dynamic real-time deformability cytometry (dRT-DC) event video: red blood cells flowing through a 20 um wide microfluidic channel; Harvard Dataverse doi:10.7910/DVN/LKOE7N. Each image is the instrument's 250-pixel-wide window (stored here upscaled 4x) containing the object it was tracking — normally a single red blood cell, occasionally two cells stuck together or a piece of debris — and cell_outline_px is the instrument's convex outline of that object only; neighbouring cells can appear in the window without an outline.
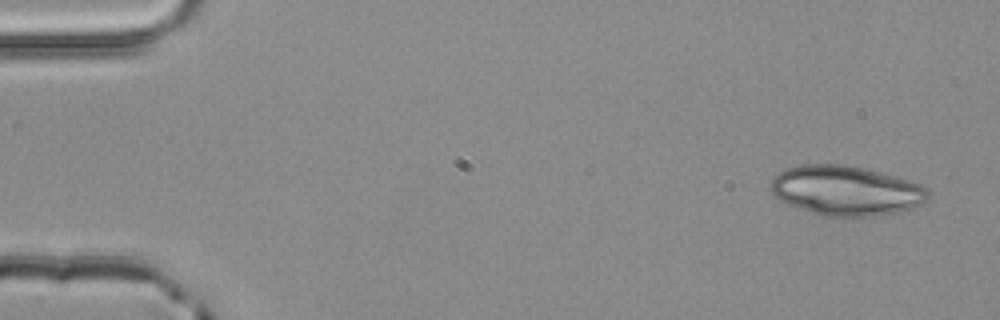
{"species": "common noctule bat (a hibernating species)", "species_latin": "Nyctalus noctula", "temperature_condition": "room temperature", "stored_images_in_passage": 3, "camera_frame_rate_fps": 3000, "um_per_image_px": 0.085, "animal": {"sex": "male", "body_mass_g": 20.4}, "frame": {"image": 1, "passage_image": 1, "time_ms": 0.0, "image_size_px": [1000, 320], "cell_outline_px": [[928, 196], [924, 200], [904, 212], [876, 216], [824, 216], [788, 204], [780, 200], [768, 188], [768, 184], [772, 176], [784, 168], [804, 164], [840, 164], [860, 168], [908, 180], [920, 184], [928, 188]], "centroid_in_image_um": [71.84, 16.2], "position_along_channel_um": 13.2, "area_um2": 45.43}}